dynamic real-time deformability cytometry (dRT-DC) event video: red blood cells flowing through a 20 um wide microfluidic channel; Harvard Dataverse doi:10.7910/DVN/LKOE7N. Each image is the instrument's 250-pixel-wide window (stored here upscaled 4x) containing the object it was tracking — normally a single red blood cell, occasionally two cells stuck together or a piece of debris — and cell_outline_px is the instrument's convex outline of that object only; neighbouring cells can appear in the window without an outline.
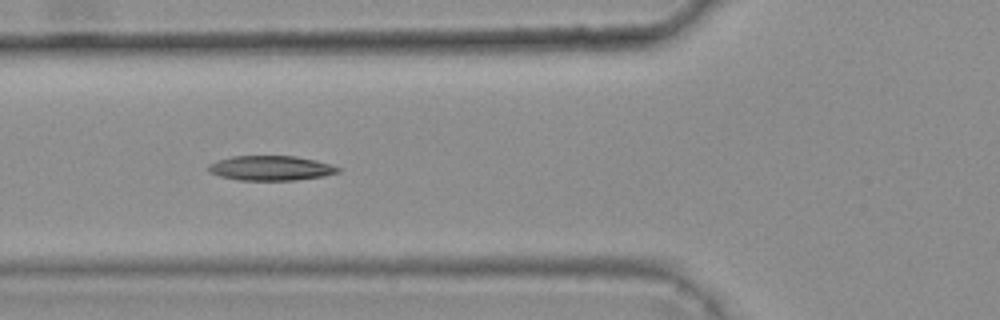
{"species": "common noctule bat (a hibernating species)", "species_latin": "Nyctalus noctula", "temperature_condition": "warm", "stored_images_in_passage": 6, "camera_frame_rate_fps": 3000, "um_per_image_px": 0.085, "animal": {"sex": "female", "body_mass_g": 25.1}, "frame": {"image": 1, "passage_image": 6, "time_ms": 1.667, "image_size_px": [1000, 320], "cell_outline_px": [[340, 172], [324, 176], [296, 180], [236, 180], [220, 176], [208, 172], [208, 164], [216, 160], [232, 156], [296, 156], [316, 160], [332, 164], [340, 168]], "centroid_in_image_um": [23.01, 14.29], "position_along_channel_um": 102.8, "area_um2": 18.9}}